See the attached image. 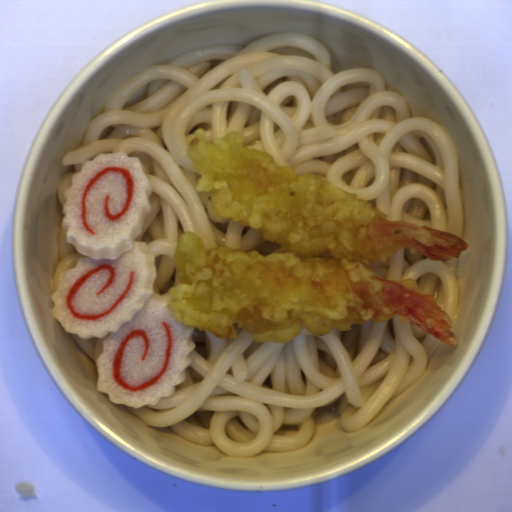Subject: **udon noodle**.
<instances>
[{
	"label": "udon noodle",
	"mask_w": 512,
	"mask_h": 512,
	"mask_svg": "<svg viewBox=\"0 0 512 512\" xmlns=\"http://www.w3.org/2000/svg\"><path fill=\"white\" fill-rule=\"evenodd\" d=\"M399 317L351 324L348 332L334 327L325 336L303 325L286 343H256L237 323L236 338L195 327L186 379L174 394L155 405L124 406L151 428H170L230 459L307 446L313 412L336 402L344 431H360L421 379L443 343Z\"/></svg>",
	"instance_id": "2"
},
{
	"label": "udon noodle",
	"mask_w": 512,
	"mask_h": 512,
	"mask_svg": "<svg viewBox=\"0 0 512 512\" xmlns=\"http://www.w3.org/2000/svg\"><path fill=\"white\" fill-rule=\"evenodd\" d=\"M206 142L227 131L298 174L318 173L389 216L462 240L459 152L444 125L412 116L403 94L371 67L332 71L329 49L309 32L273 31L247 44L195 47L137 71L113 89L74 149L62 155L56 194L98 154L137 157L152 186L151 209L135 241L154 255L153 292L179 284L174 253L181 234L206 250L280 246L232 219L217 222L209 193L187 154L194 131Z\"/></svg>",
	"instance_id": "1"
},
{
	"label": "udon noodle",
	"mask_w": 512,
	"mask_h": 512,
	"mask_svg": "<svg viewBox=\"0 0 512 512\" xmlns=\"http://www.w3.org/2000/svg\"><path fill=\"white\" fill-rule=\"evenodd\" d=\"M56 249L58 260L52 279V294L58 289L64 271L74 269L79 258L83 256L72 243L67 242L62 226L57 232Z\"/></svg>",
	"instance_id": "4"
},
{
	"label": "udon noodle",
	"mask_w": 512,
	"mask_h": 512,
	"mask_svg": "<svg viewBox=\"0 0 512 512\" xmlns=\"http://www.w3.org/2000/svg\"><path fill=\"white\" fill-rule=\"evenodd\" d=\"M459 260L460 257L435 261L419 252L412 253L411 248H402L387 262L362 264L387 280L413 279L421 292L431 295L452 322L460 300Z\"/></svg>",
	"instance_id": "3"
},
{
	"label": "udon noodle",
	"mask_w": 512,
	"mask_h": 512,
	"mask_svg": "<svg viewBox=\"0 0 512 512\" xmlns=\"http://www.w3.org/2000/svg\"><path fill=\"white\" fill-rule=\"evenodd\" d=\"M110 333L111 332H108L103 339L93 337L90 339H81L77 333L71 332L70 335L78 346L79 350L96 364V359L102 352V341L109 337Z\"/></svg>",
	"instance_id": "5"
}]
</instances>
